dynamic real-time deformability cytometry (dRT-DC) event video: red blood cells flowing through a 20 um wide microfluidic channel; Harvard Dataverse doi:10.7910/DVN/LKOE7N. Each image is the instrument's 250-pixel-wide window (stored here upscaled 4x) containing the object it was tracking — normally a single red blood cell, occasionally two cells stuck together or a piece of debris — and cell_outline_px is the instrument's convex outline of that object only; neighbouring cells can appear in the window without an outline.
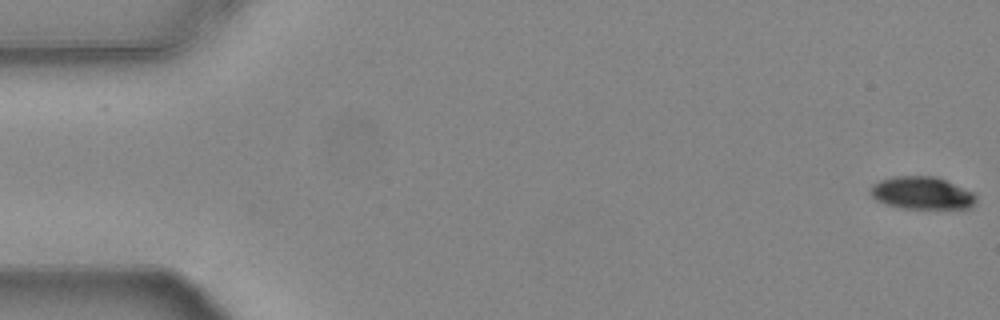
{"species": "common noctule bat (a hibernating species)", "species_latin": "Nyctalus noctula", "temperature_condition": "warm", "stored_images_in_passage": 55, "camera_frame_rate_fps": 3000, "um_per_image_px": 0.085, "animal": {"sex": "female", "body_mass_g": 24.6, "forearm_length_mm": 56.2}, "frame": {"image": 1, "passage_image": 1, "time_ms": 0.0, "image_size_px": [1000, 320], "cell_outline_px": [[976, 204], [972, 208], [904, 208], [884, 204], [876, 200], [868, 192], [872, 184], [880, 180], [892, 176], [936, 176], [972, 192], [976, 196]], "centroid_in_image_um": [78.33, 16.4], "position_along_channel_um": 6.7, "area_um2": 20.11}}
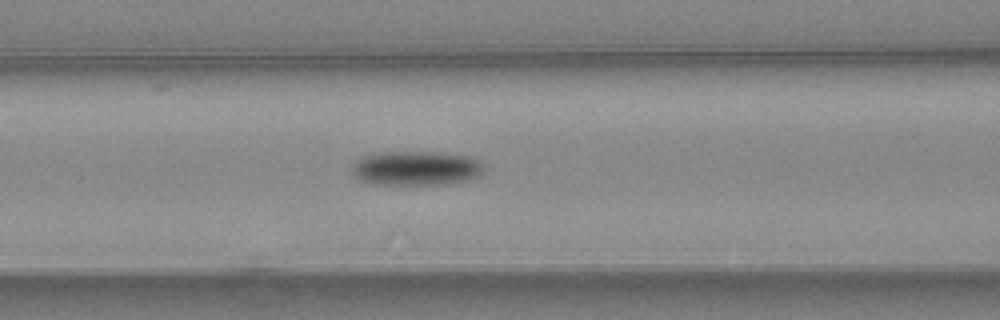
{"frame": {"image": 2, "passage_image": 23, "time_ms": 7.333, "image_size_px": [1000, 320], "cell_outline_px": [[484, 168], [480, 176], [468, 180], [444, 184], [372, 184], [360, 180], [352, 176], [352, 164], [360, 156], [380, 152], [436, 152], [468, 156], [484, 164]], "centroid_in_image_um": [35.32, 14.3], "position_along_channel_um": 131.3, "area_um2": 26.65}}
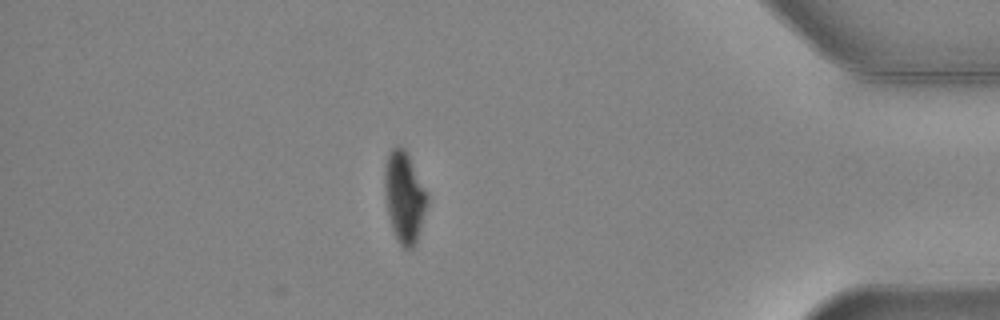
{"frame": {"image": 3, "passage_image": 48, "time_ms": 15.667, "image_size_px": [1000, 320], "cell_outline_px": [[428, 204], [416, 244], [412, 248], [404, 248], [400, 244], [392, 228], [388, 216], [384, 192], [384, 164], [392, 148], [396, 144], [404, 148], [428, 196]], "centroid_in_image_um": [34.35, 16.76], "position_along_channel_um": 400.9, "area_um2": 22.43}, "authors_computed_cell_mechanics": {"area_um2": 23.2356, "velocity_mm_per_s": 3.7602, "shape_relaxation_time_tau1_ms": 2.8281, "shape_relaxation_time_tau2_ms": null, "deformation_change_tau1": 0.1488, "deformation_change_tau2": null}}